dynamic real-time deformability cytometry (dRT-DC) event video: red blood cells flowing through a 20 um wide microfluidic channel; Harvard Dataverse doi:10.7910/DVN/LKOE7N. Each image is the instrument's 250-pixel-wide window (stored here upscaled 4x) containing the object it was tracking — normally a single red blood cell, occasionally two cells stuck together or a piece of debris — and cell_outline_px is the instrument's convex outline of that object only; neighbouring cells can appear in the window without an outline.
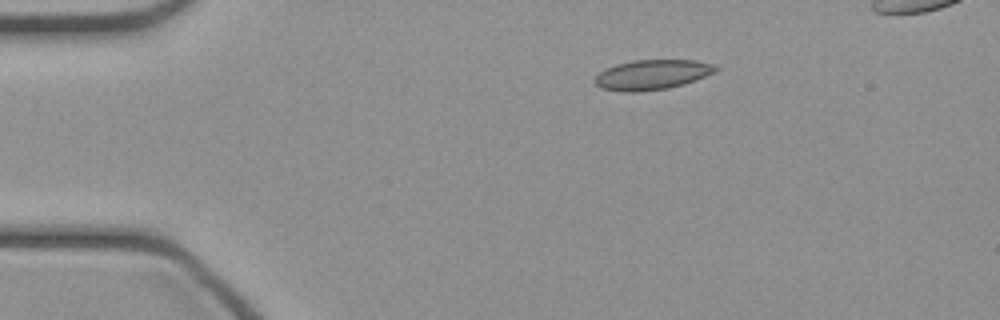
{"species": "common noctule bat (a hibernating species)", "species_latin": "Nyctalus noctula", "temperature_condition": "cold", "stored_images_in_passage": 37, "camera_frame_rate_fps": 3000, "um_per_image_px": 0.085, "animal": {"sex": "female", "body_mass_g": 21.9}, "frame": {"image": 1, "passage_image": 1, "time_ms": 0.0, "image_size_px": [1000, 320], "cell_outline_px": [[720, 68], [716, 72], [696, 80], [684, 84], [668, 88], [636, 92], [624, 92], [600, 88], [592, 80], [600, 72], [616, 64], [632, 60], [696, 60], [712, 64]], "centroid_in_image_um": [55.44, 6.35], "position_along_channel_um": 29.6, "area_um2": 21.15}}
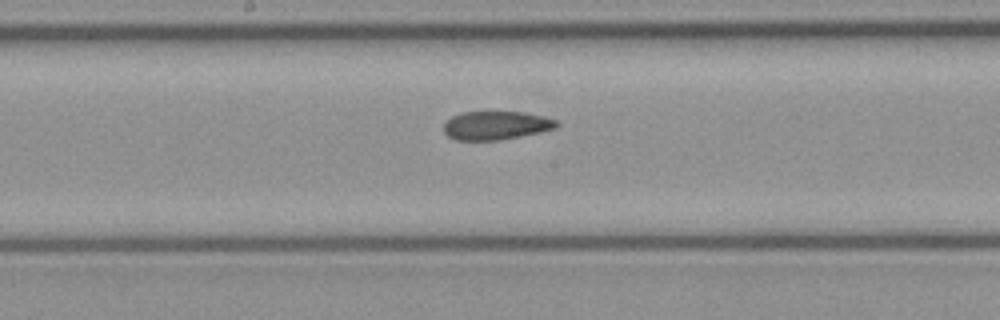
{"frame": {"image": 2, "passage_image": 17, "time_ms": 5.333, "image_size_px": [1000, 320], "cell_outline_px": [[560, 124], [556, 128], [540, 132], [500, 140], [456, 140], [448, 136], [444, 132], [444, 124], [452, 116], [464, 112], [524, 112], [544, 116], [556, 120]], "centroid_in_image_um": [42.18, 10.66], "position_along_channel_um": 206.0, "area_um2": 18.73}}
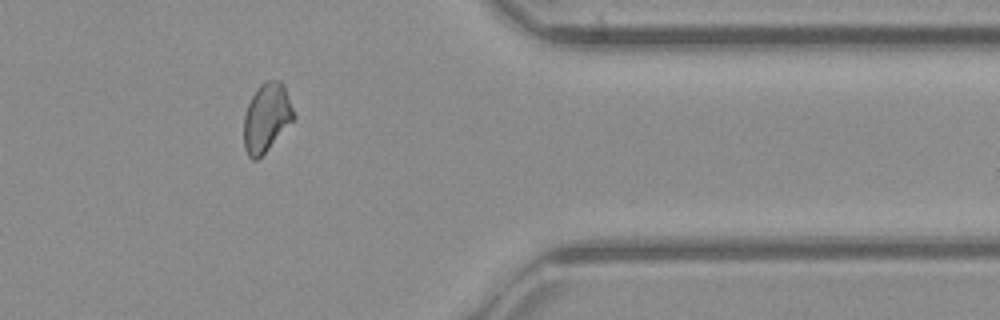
{"frame": {"image": 3, "passage_image": 31, "time_ms": 10.0, "image_size_px": [1000, 320], "cell_outline_px": [[296, 116], [268, 148], [256, 160], [252, 160], [248, 156], [244, 148], [244, 112], [252, 96], [260, 84], [268, 80], [280, 80], [288, 96]], "centroid_in_image_um": [22.63, 9.98], "position_along_channel_um": 388.8, "area_um2": 19.54}}